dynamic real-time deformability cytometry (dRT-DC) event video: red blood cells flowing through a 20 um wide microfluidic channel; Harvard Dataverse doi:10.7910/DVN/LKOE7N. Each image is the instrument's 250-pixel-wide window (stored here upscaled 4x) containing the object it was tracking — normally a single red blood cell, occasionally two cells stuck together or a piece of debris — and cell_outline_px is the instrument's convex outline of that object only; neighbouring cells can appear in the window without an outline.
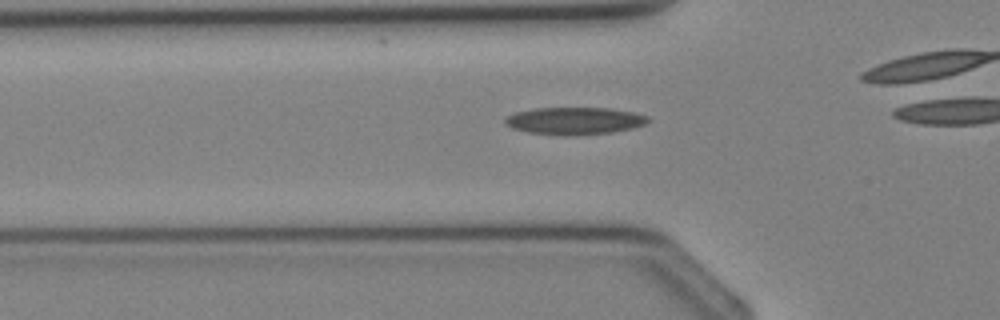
{"species": "Egyptian fruit bat (a non-hibernating species)", "species_latin": "Rousettus aegyptiacus", "temperature_condition": "cold", "stored_images_in_passage": 26, "camera_frame_rate_fps": 3000, "um_per_image_px": 0.085, "animal": {"sex": "female"}, "frame": {"image": 1, "passage_image": 9, "time_ms": 2.667, "image_size_px": [1000, 320], "cell_outline_px": [[652, 120], [648, 124], [632, 128], [612, 132], [572, 136], [560, 136], [528, 132], [512, 128], [504, 124], [504, 116], [516, 112], [532, 108], [612, 108], [632, 112], [648, 116]], "centroid_in_image_um": [48.83, 10.27], "position_along_channel_um": 77.0, "area_um2": 23.18}}
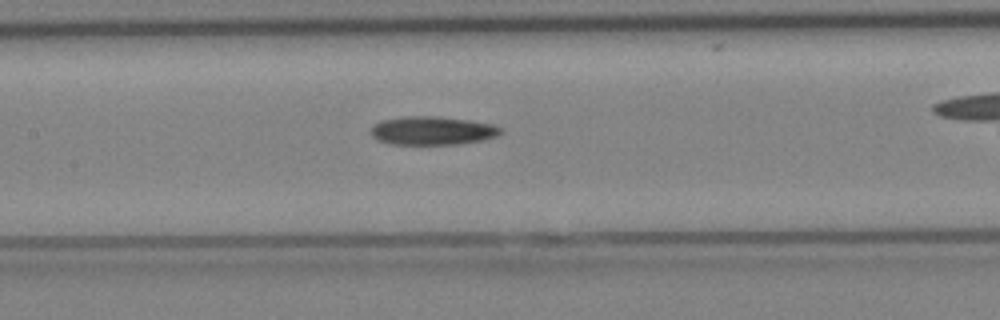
{"frame": {"image": 2, "passage_image": 14, "time_ms": 4.333, "image_size_px": [1000, 320], "cell_outline_px": [[504, 132], [496, 136], [484, 140], [456, 144], [388, 144], [372, 136], [372, 124], [380, 120], [404, 116], [436, 116], [472, 120], [492, 124], [504, 128]], "centroid_in_image_um": [36.78, 11.09], "position_along_channel_um": 170.6, "area_um2": 21.79}}
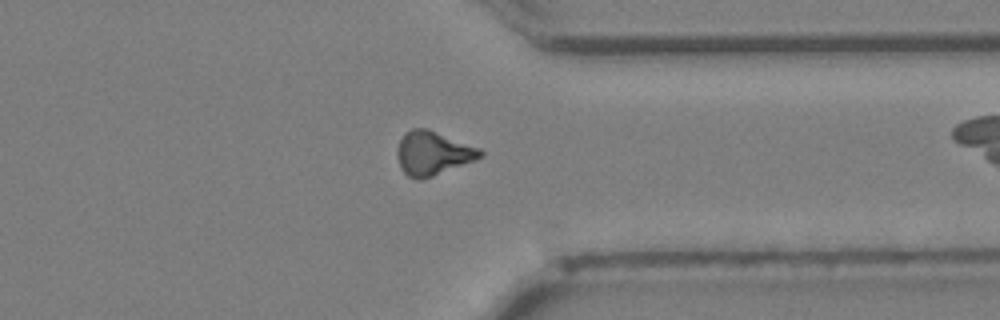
{"frame": {"image": 3, "passage_image": 25, "time_ms": 8.0, "image_size_px": [1000, 320], "cell_outline_px": [[484, 156], [476, 160], [432, 176], [420, 180], [416, 180], [408, 176], [400, 168], [396, 156], [396, 152], [400, 140], [404, 132], [412, 128], [428, 128], [480, 148], [484, 152]], "centroid_in_image_um": [36.78, 13.01], "position_along_channel_um": 374.6, "area_um2": 21.44}}